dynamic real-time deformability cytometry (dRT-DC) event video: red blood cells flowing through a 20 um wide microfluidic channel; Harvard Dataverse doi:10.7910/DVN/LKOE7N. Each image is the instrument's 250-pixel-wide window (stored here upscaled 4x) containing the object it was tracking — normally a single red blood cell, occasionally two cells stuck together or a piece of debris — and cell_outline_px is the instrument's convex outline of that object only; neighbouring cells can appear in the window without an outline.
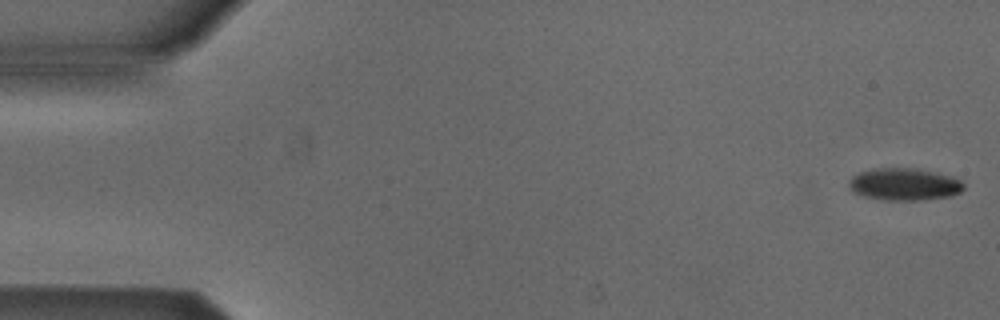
{"species": "Egyptian fruit bat (a non-hibernating species)", "species_latin": "Rousettus aegyptiacus", "temperature_condition": "cold", "stored_images_in_passage": 13, "camera_frame_rate_fps": 3000, "um_per_image_px": 0.085, "animal": {"sex": "male"}, "frame": {"image": 1, "passage_image": 1, "time_ms": 0.0, "image_size_px": [1000, 320], "cell_outline_px": [[964, 188], [960, 192], [952, 196], [920, 200], [884, 200], [864, 196], [852, 192], [848, 188], [848, 180], [852, 176], [860, 172], [876, 168], [916, 168], [936, 172], [952, 176], [960, 180], [964, 184]], "centroid_in_image_um": [76.85, 15.66], "position_along_channel_um": 8.1, "area_um2": 21.79}}
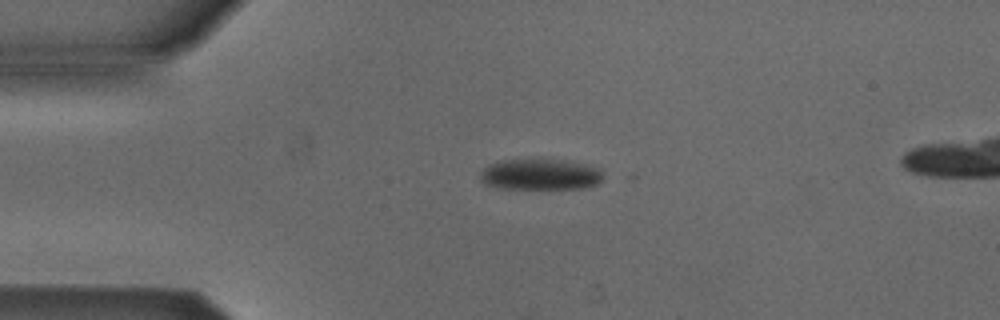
{"frame": {"image": 2, "passage_image": 12, "time_ms": 3.667, "image_size_px": [1000, 320], "cell_outline_px": [[604, 180], [596, 184], [584, 188], [496, 188], [484, 184], [480, 180], [480, 172], [488, 164], [500, 160], [540, 156], [568, 160], [600, 168], [604, 172]], "centroid_in_image_um": [45.92, 14.77], "position_along_channel_um": 39.1, "area_um2": 23.35}}